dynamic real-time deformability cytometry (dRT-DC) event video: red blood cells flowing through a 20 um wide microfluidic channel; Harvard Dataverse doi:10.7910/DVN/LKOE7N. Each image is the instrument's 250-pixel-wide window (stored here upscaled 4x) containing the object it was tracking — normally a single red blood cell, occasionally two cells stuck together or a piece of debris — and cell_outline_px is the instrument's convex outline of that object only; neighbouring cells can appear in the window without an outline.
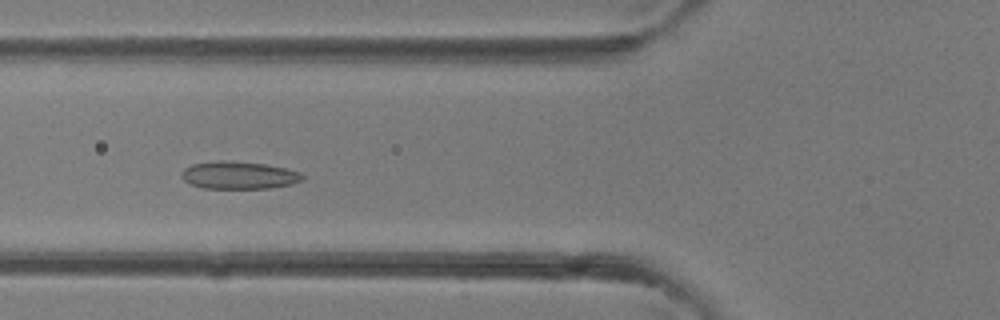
{"species": "common noctule bat (a hibernating species)", "species_latin": "Nyctalus noctula", "temperature_condition": "room temperature", "stored_images_in_passage": 32, "camera_frame_rate_fps": 3000, "um_per_image_px": 0.085, "animal": {"sex": "female"}, "frame": {"image": 1, "passage_image": 7, "time_ms": 2.0, "image_size_px": [1000, 320], "cell_outline_px": [[304, 180], [292, 184], [268, 188], [200, 188], [188, 184], [180, 176], [180, 172], [184, 168], [192, 164], [216, 160], [232, 160], [264, 164], [284, 168], [300, 172], [304, 176]], "centroid_in_image_um": [20.25, 14.89], "position_along_channel_um": 105.5, "area_um2": 19.71}}
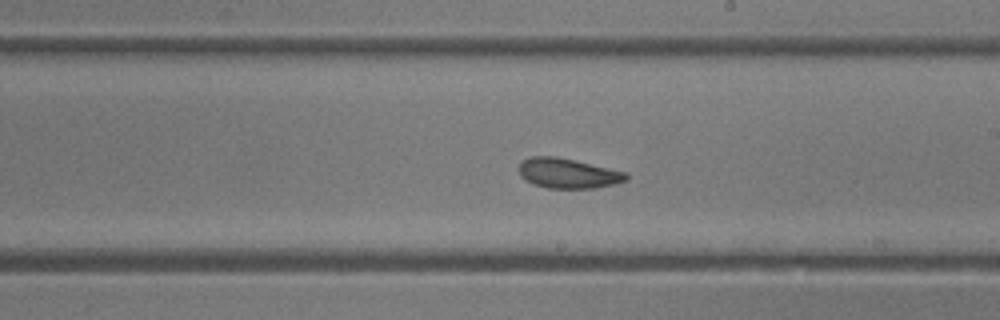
{"frame": {"image": 2, "passage_image": 15, "time_ms": 4.667, "image_size_px": [1000, 320], "cell_outline_px": [[628, 180], [616, 184], [596, 188], [548, 188], [532, 184], [524, 180], [520, 176], [520, 160], [532, 156], [556, 156], [628, 172]], "centroid_in_image_um": [48.29, 14.73], "position_along_channel_um": 240.7, "area_um2": 18.96}}
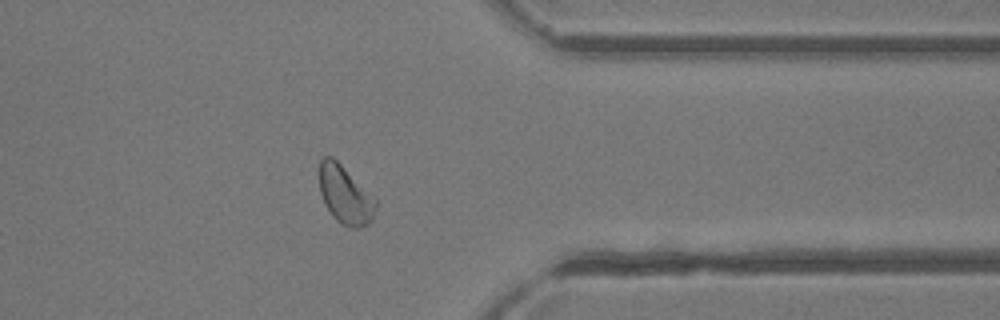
{"frame": {"image": 3, "passage_image": 24, "time_ms": 7.667, "image_size_px": [1000, 320], "cell_outline_px": [[376, 208], [372, 220], [368, 224], [360, 228], [352, 228], [340, 224], [332, 216], [324, 204], [320, 192], [320, 160], [324, 156], [332, 156], [376, 196]], "centroid_in_image_um": [29.37, 16.57], "position_along_channel_um": 382.0, "area_um2": 19.48}}